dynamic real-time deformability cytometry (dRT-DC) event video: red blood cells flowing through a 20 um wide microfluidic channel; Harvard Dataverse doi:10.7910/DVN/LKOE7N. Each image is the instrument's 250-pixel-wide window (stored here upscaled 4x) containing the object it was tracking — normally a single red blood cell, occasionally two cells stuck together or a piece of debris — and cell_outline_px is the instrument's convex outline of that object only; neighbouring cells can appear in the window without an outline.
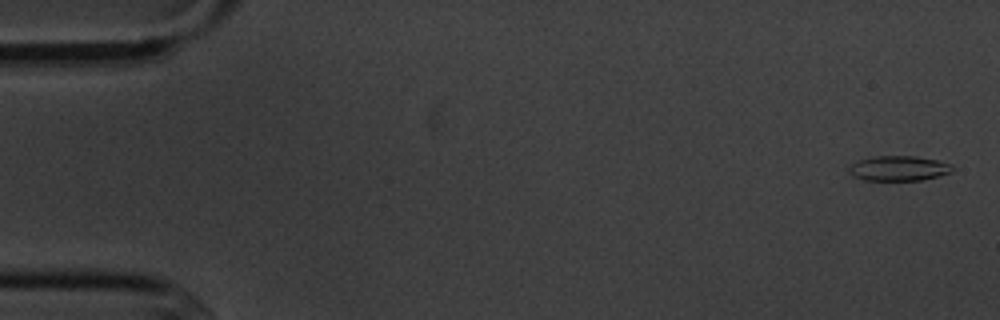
{"species": "common noctule bat (a hibernating species)", "species_latin": "Nyctalus noctula", "temperature_condition": "cold", "stored_images_in_passage": 5, "camera_frame_rate_fps": 3000, "um_per_image_px": 0.085, "animal": {"sex": "male", "body_mass_g": 20.1, "forearm_length_mm": 53.5}, "frame": {"image": 1, "passage_image": 1, "time_ms": 0.0, "image_size_px": [1000, 320], "cell_outline_px": [[952, 172], [924, 180], [864, 180], [852, 176], [848, 172], [848, 168], [852, 164], [860, 160], [872, 156], [916, 156], [936, 160], [952, 164]], "centroid_in_image_um": [76.38, 14.31], "position_along_channel_um": 8.6, "area_um2": 15.09}}